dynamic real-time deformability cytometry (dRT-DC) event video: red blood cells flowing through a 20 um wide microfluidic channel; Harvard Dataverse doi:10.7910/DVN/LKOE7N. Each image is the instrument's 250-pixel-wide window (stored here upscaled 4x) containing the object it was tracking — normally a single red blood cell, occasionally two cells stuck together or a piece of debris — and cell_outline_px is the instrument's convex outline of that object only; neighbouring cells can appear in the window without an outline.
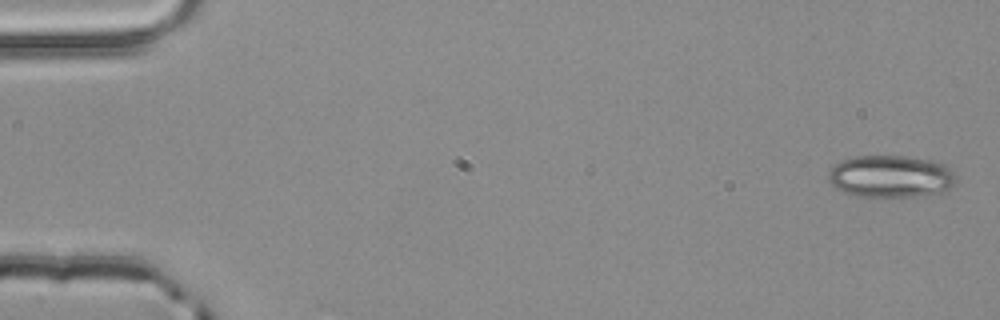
{"species": "common noctule bat (a hibernating species)", "species_latin": "Nyctalus noctula", "temperature_condition": "room temperature", "stored_images_in_passage": 5, "camera_frame_rate_fps": 3000, "um_per_image_px": 0.085, "animal": {"sex": "male", "body_mass_g": 20.4}, "frame": {"image": 1, "passage_image": 1, "time_ms": 0.0, "image_size_px": [1000, 320], "cell_outline_px": [[956, 184], [940, 192], [912, 196], [860, 196], [844, 192], [836, 188], [828, 180], [828, 172], [836, 164], [852, 156], [908, 156], [940, 160], [956, 176]], "centroid_in_image_um": [75.74, 14.97], "position_along_channel_um": 9.3, "area_um2": 31.39}}
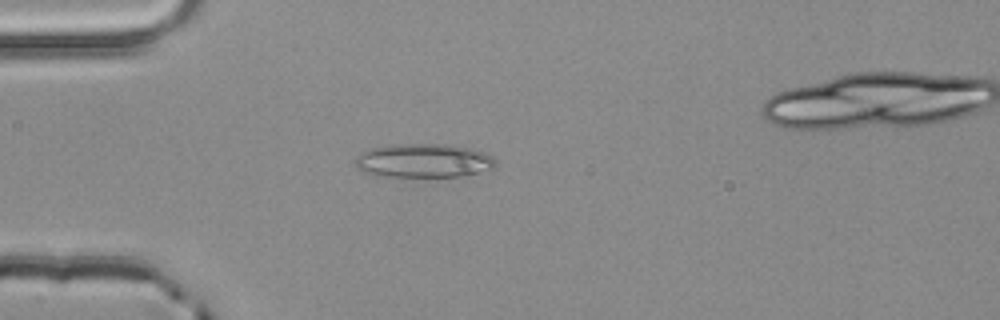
{"frame": {"image": 2, "passage_image": 4, "time_ms": 1.0, "image_size_px": [1000, 320], "cell_outline_px": [[496, 168], [492, 172], [468, 176], [376, 176], [364, 172], [356, 168], [356, 156], [360, 152], [372, 148], [396, 144], [452, 144], [472, 148], [484, 152], [492, 156], [496, 160]], "centroid_in_image_um": [36.11, 13.66], "position_along_channel_um": 48.9, "area_um2": 28.38}}